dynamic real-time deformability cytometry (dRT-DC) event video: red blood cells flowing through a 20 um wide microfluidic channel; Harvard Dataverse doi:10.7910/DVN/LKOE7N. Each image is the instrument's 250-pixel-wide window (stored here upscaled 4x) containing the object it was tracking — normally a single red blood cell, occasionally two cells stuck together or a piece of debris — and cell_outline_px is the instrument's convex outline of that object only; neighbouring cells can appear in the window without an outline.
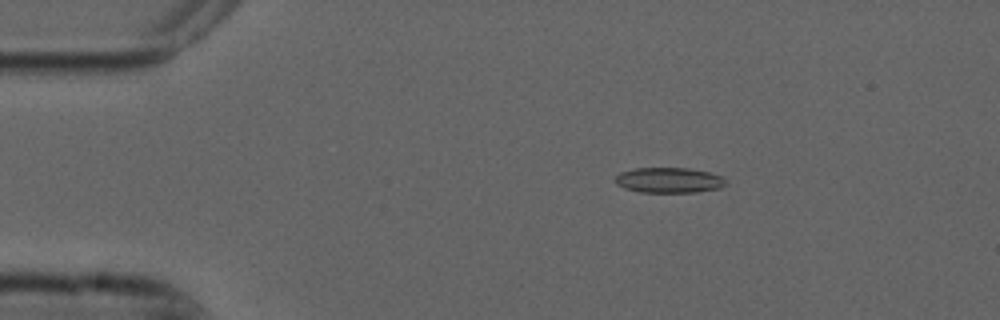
{"species": "common noctule bat (a hibernating species)", "species_latin": "Nyctalus noctula", "temperature_condition": "cold", "stored_images_in_passage": 6, "camera_frame_rate_fps": 3000, "um_per_image_px": 0.085, "animal": {"sex": "male", "forearm_length_mm": 52.5}, "frame": {"image": 1, "passage_image": 3, "time_ms": 0.667, "image_size_px": [1000, 320], "cell_outline_px": [[724, 184], [720, 188], [696, 192], [640, 192], [624, 188], [616, 184], [616, 176], [620, 172], [636, 168], [688, 168], [708, 172], [720, 176], [724, 180]], "centroid_in_image_um": [56.82, 15.32], "position_along_channel_um": 28.2, "area_um2": 16.13}}
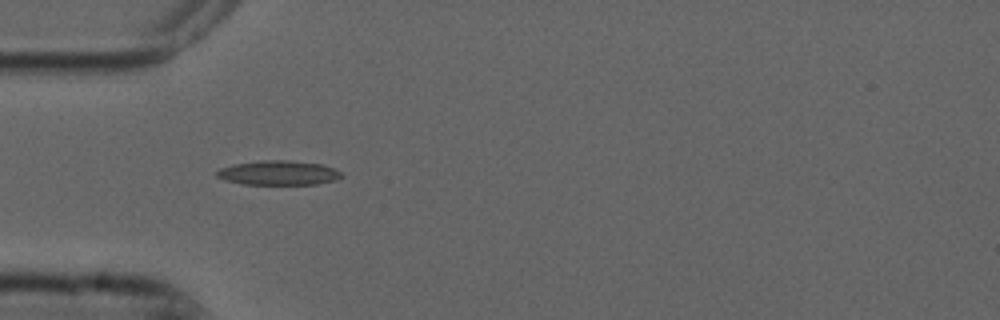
{"frame": {"image": 2, "passage_image": 5, "time_ms": 1.333, "image_size_px": [1000, 320], "cell_outline_px": [[344, 176], [336, 180], [316, 184], [240, 184], [224, 180], [216, 176], [216, 172], [220, 168], [236, 164], [260, 160], [288, 160], [324, 164], [340, 172]], "centroid_in_image_um": [23.67, 14.69], "position_along_channel_um": 61.3, "area_um2": 17.8}}
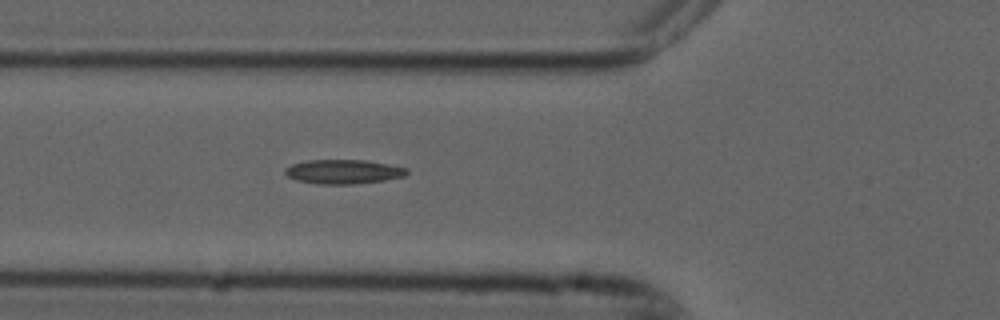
{"frame": {"image": 3, "passage_image": 6, "time_ms": 1.667, "image_size_px": [1000, 320], "cell_outline_px": [[408, 172], [404, 176], [384, 180], [352, 184], [316, 184], [296, 180], [288, 176], [284, 172], [284, 168], [292, 164], [308, 160], [364, 160], [408, 168]], "centroid_in_image_um": [29.15, 14.59], "position_along_channel_um": 96.7, "area_um2": 17.11}}